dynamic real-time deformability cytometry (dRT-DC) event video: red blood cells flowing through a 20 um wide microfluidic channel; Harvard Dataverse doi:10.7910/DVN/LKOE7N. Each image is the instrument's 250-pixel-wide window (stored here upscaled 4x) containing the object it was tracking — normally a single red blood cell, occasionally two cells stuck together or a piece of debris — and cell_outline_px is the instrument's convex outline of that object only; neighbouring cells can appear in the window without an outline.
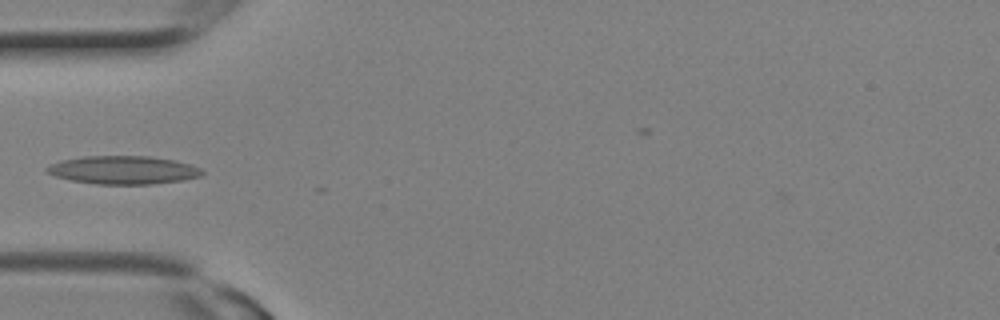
{"species": "Egyptian fruit bat (a non-hibernating species)", "species_latin": "Rousettus aegyptiacus", "temperature_condition": "room temperature", "stored_images_in_passage": 6, "camera_frame_rate_fps": 3000, "um_per_image_px": 0.085, "animal": {"sex": "female"}, "frame": {"image": 1, "passage_image": 3, "time_ms": 0.667, "image_size_px": [1000, 320], "cell_outline_px": [[204, 172], [200, 176], [184, 180], [152, 184], [96, 184], [72, 180], [56, 176], [44, 172], [44, 168], [60, 160], [84, 156], [148, 156], [176, 160], [192, 164], [200, 168]], "centroid_in_image_um": [10.48, 14.44], "position_along_channel_um": 74.5, "area_um2": 25.66}}
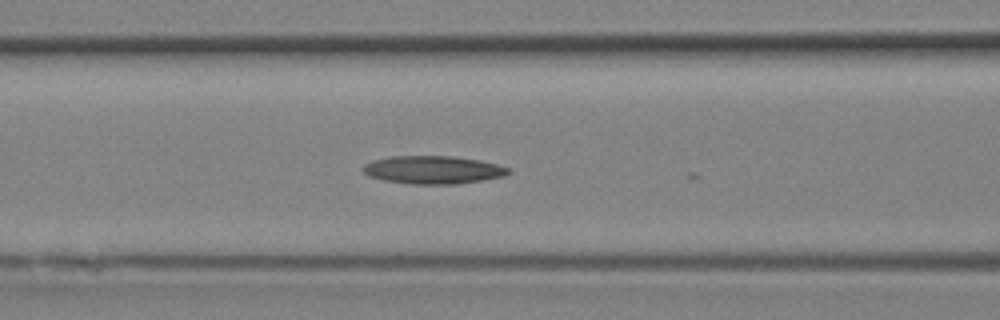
{"frame": {"image": 2, "passage_image": 5, "time_ms": 1.333, "image_size_px": [1000, 320], "cell_outline_px": [[512, 172], [504, 176], [456, 184], [412, 184], [384, 180], [368, 176], [364, 172], [364, 164], [372, 160], [392, 156], [456, 156], [480, 160], [496, 164], [508, 168]], "centroid_in_image_um": [36.81, 14.43], "position_along_channel_um": 129.8, "area_um2": 23.64}}